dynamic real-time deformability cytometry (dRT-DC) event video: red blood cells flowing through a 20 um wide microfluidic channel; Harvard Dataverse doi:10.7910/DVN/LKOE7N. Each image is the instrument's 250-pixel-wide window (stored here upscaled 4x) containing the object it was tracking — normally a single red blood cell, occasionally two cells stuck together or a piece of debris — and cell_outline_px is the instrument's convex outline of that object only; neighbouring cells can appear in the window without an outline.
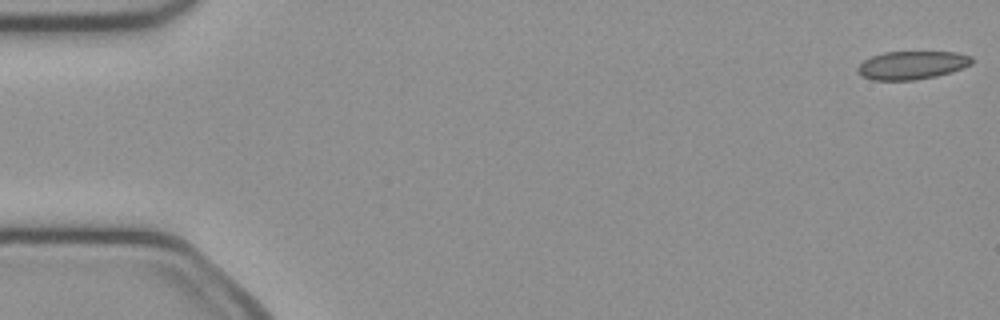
{"species": "common noctule bat (a hibernating species)", "species_latin": "Nyctalus noctula", "temperature_condition": "cold", "stored_images_in_passage": 51, "camera_frame_rate_fps": 3000, "um_per_image_px": 0.085, "animal": {"sex": "female", "body_mass_g": 21.9}, "frame": {"image": 1, "passage_image": 1, "time_ms": 0.0, "image_size_px": [1000, 320], "cell_outline_px": [[972, 64], [952, 72], [936, 76], [912, 80], [872, 80], [860, 76], [856, 72], [856, 68], [864, 60], [872, 56], [884, 52], [956, 52], [972, 56]], "centroid_in_image_um": [77.49, 5.54], "position_along_channel_um": 7.5, "area_um2": 18.9}}
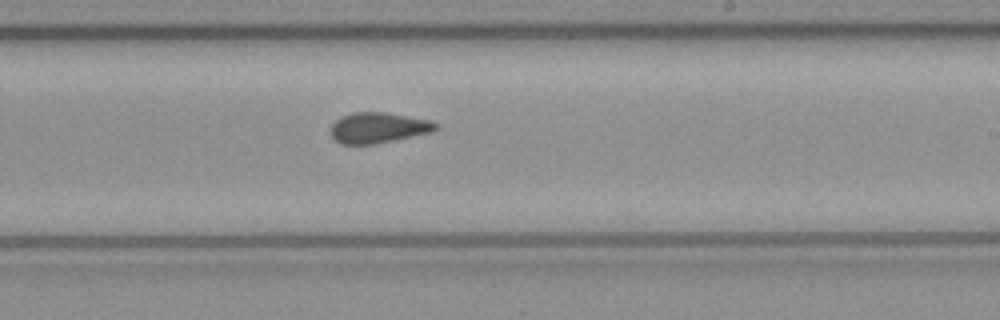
{"frame": {"image": 2, "passage_image": 30, "time_ms": 9.667, "image_size_px": [1000, 320], "cell_outline_px": [[440, 128], [432, 132], [396, 140], [376, 144], [340, 144], [332, 140], [328, 132], [332, 124], [336, 120], [352, 112], [384, 112], [428, 120], [436, 124]], "centroid_in_image_um": [32.09, 10.88], "position_along_channel_um": 256.9, "area_um2": 18.9}}
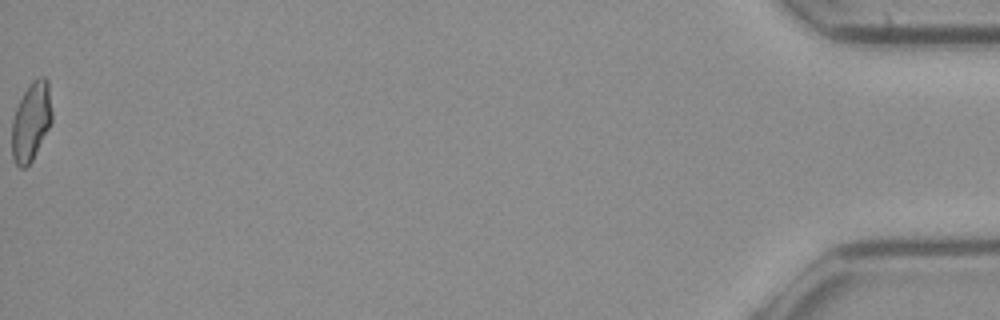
{"frame": {"image": 3, "passage_image": 51, "time_ms": 16.667, "image_size_px": [1000, 320], "cell_outline_px": [[52, 120], [32, 160], [24, 168], [20, 168], [12, 160], [12, 116], [24, 92], [32, 80], [40, 76], [44, 76], [48, 80], [52, 112]], "centroid_in_image_um": [2.63, 10.31], "position_along_channel_um": 432.6, "area_um2": 18.32}, "authors_computed_cell_mechanics": {"area_um2": 19.1318, "velocity_mm_per_s": 4.0415, "shape_relaxation_time_tau1_ms": null, "shape_relaxation_time_tau2_ms": 2.0081, "deformation_change_tau1": null, "deformation_change_tau2": 0.0604}}